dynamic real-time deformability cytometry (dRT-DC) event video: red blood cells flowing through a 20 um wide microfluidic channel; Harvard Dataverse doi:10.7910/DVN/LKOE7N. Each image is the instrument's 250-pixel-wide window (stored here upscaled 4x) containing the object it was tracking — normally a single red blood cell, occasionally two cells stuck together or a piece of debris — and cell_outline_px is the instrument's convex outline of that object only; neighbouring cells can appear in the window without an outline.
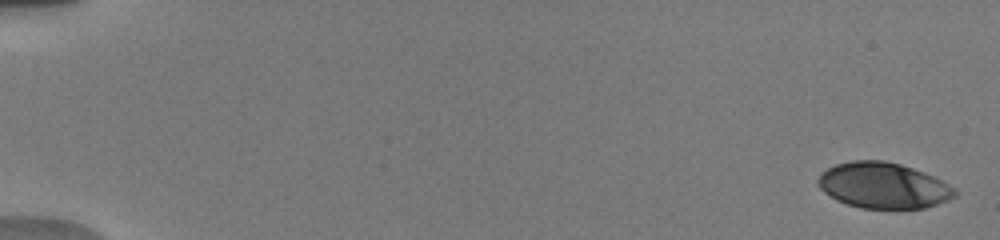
{"species": "human", "species_latin": "Homo sapiens", "temperature_condition": "warm", "stored_images_in_passage": 18, "camera_frame_rate_fps": 3000, "um_per_image_px": 0.085, "donor": {"sex": "male"}, "frame": {"image": 1, "passage_image": 2, "time_ms": 0.333, "image_size_px": [1000, 240], "cell_outline_px": [[960, 192], [956, 196], [948, 200], [924, 208], [860, 208], [836, 200], [824, 192], [816, 184], [816, 180], [820, 172], [836, 164], [852, 160], [884, 160], [900, 164], [936, 176], [956, 188]], "centroid_in_image_um": [75.09, 15.76], "position_along_channel_um": 9.9, "area_um2": 36.88}}
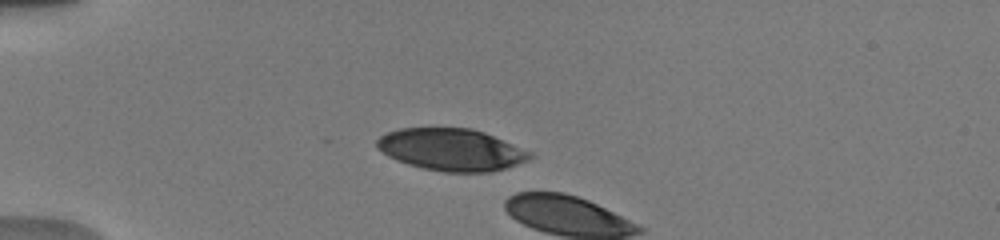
{"frame": {"image": 2, "passage_image": 16, "time_ms": 5.0, "image_size_px": [1000, 240], "cell_outline_px": [[532, 156], [528, 160], [492, 172], [444, 172], [424, 168], [408, 164], [396, 160], [388, 156], [376, 148], [376, 140], [380, 136], [388, 132], [400, 128], [472, 128], [484, 132], [532, 152]], "centroid_in_image_um": [38.34, 12.72], "position_along_channel_um": 46.7, "area_um2": 37.4}}